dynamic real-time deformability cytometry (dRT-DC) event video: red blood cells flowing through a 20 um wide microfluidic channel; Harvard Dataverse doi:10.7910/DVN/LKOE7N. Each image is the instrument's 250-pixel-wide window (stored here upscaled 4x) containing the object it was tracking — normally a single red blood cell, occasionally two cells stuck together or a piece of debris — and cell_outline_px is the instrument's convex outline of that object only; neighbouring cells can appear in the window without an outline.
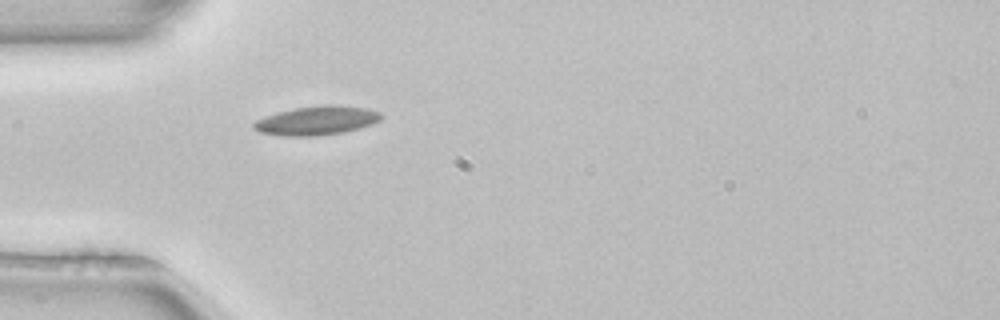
{"species": "common noctule bat (a hibernating species)", "species_latin": "Nyctalus noctula", "temperature_condition": "room temperature", "stored_images_in_passage": 4, "camera_frame_rate_fps": 3000, "um_per_image_px": 0.085, "animal": {"sex": "female", "body_mass_g": 22.7, "forearm_length_mm": 54.2}, "frame": {"image": 1, "passage_image": 4, "time_ms": 1.0, "image_size_px": [1000, 320], "cell_outline_px": [[384, 116], [380, 120], [372, 124], [360, 128], [344, 132], [316, 136], [284, 136], [260, 132], [252, 128], [252, 124], [256, 120], [264, 116], [276, 112], [296, 108], [328, 104], [368, 108], [380, 112]], "centroid_in_image_um": [26.92, 10.25], "position_along_channel_um": 58.1, "area_um2": 21.62}}